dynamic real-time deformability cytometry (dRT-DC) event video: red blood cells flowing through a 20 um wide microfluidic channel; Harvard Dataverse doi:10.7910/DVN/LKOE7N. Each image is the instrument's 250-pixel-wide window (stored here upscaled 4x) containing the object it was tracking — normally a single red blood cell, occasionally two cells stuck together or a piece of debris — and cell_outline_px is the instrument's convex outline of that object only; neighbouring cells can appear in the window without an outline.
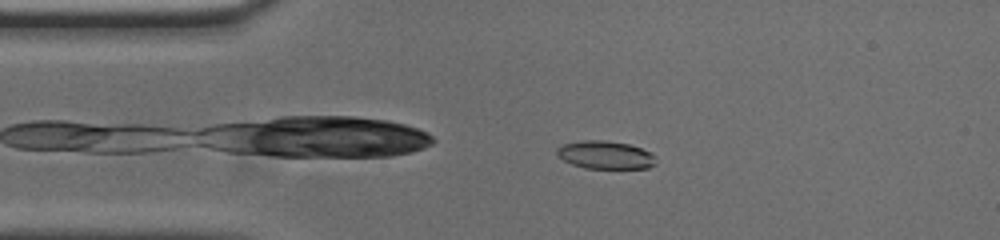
{"species": "common noctule bat (a hibernating species)", "species_latin": "Nyctalus noctula", "temperature_condition": "cold", "stored_images_in_passage": 47, "camera_frame_rate_fps": 3000, "um_per_image_px": 0.085, "animal": {"sex": "male", "body_mass_g": 20.0, "forearm_length_mm": 53.3}, "frame": {"image": 1, "passage_image": 5, "time_ms": 1.333, "image_size_px": [1000, 240], "cell_outline_px": [[656, 164], [648, 168], [584, 168], [572, 164], [556, 156], [556, 148], [564, 144], [584, 140], [604, 140], [628, 144], [652, 152], [656, 156]], "centroid_in_image_um": [51.47, 13.17], "position_along_channel_um": 33.5, "area_um2": 16.24}}
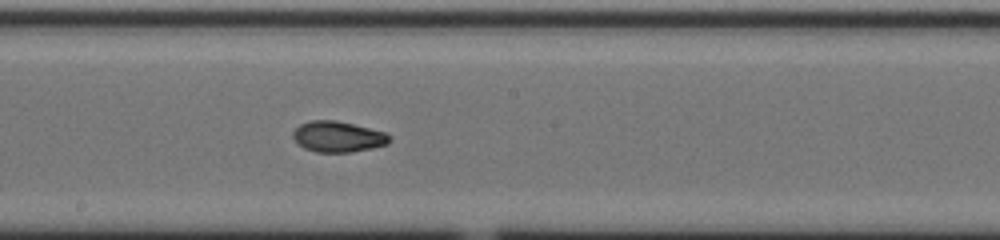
{"frame": {"image": 2, "passage_image": 22, "time_ms": 7.0, "image_size_px": [1000, 240], "cell_outline_px": [[392, 136], [388, 144], [372, 148], [352, 152], [316, 152], [304, 148], [292, 136], [292, 132], [300, 124], [312, 120], [336, 120], [384, 132]], "centroid_in_image_um": [28.73, 11.62], "position_along_channel_um": 219.5, "area_um2": 17.22}}
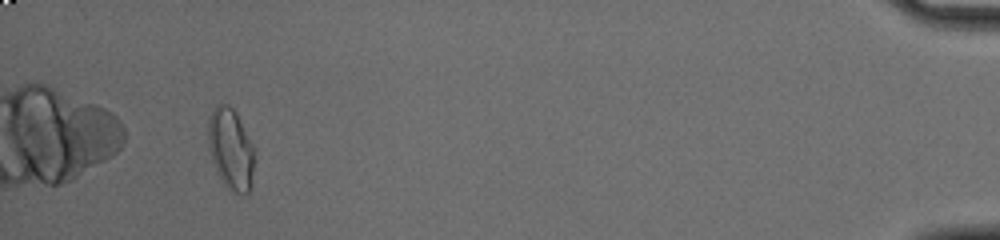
{"frame": {"image": 3, "passage_image": 44, "time_ms": 14.333, "image_size_px": [1000, 240], "cell_outline_px": [[256, 152], [248, 192], [228, 192], [216, 172], [208, 148], [208, 116], [216, 104], [228, 104], [236, 112]], "centroid_in_image_um": [19.58, 12.65], "position_along_channel_um": 415.6, "area_um2": 22.02}, "authors_computed_cell_mechanics": {"area_um2": 17.2244, "velocity_mm_per_s": 3.7799, "shape_relaxation_time_tau1_ms": 5.7652, "shape_relaxation_time_tau2_ms": 1.8929, "deformation_change_tau1": 0.1917, "deformation_change_tau2": 0.0614}}